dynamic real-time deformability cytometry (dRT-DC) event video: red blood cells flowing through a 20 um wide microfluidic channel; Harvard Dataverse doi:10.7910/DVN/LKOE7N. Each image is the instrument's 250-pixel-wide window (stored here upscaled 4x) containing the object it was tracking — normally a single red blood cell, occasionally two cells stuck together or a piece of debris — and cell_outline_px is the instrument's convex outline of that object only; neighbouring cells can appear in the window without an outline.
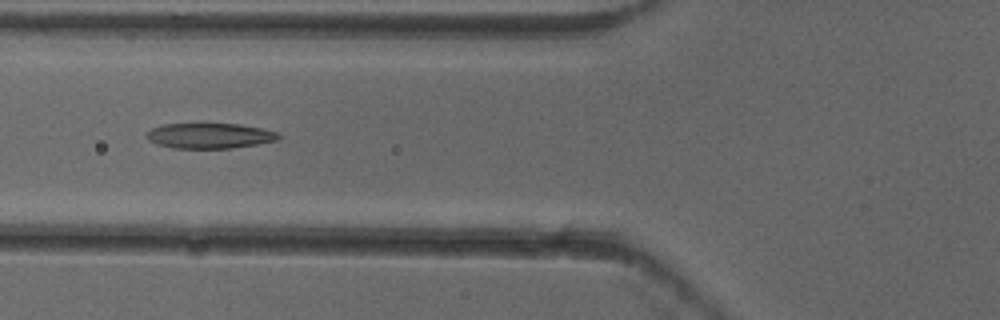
{"species": "common noctule bat (a hibernating species)", "species_latin": "Nyctalus noctula", "temperature_condition": "cold", "stored_images_in_passage": 5, "camera_frame_rate_fps": 3000, "um_per_image_px": 0.085, "animal": {"sex": "female"}, "frame": {"image": 1, "passage_image": 5, "time_ms": 1.333, "image_size_px": [1000, 320], "cell_outline_px": [[280, 140], [232, 148], [172, 148], [156, 144], [148, 140], [148, 132], [152, 128], [164, 124], [240, 124], [260, 128], [276, 132], [280, 136]], "centroid_in_image_um": [17.83, 11.54], "position_along_channel_um": 108.0, "area_um2": 19.31}}